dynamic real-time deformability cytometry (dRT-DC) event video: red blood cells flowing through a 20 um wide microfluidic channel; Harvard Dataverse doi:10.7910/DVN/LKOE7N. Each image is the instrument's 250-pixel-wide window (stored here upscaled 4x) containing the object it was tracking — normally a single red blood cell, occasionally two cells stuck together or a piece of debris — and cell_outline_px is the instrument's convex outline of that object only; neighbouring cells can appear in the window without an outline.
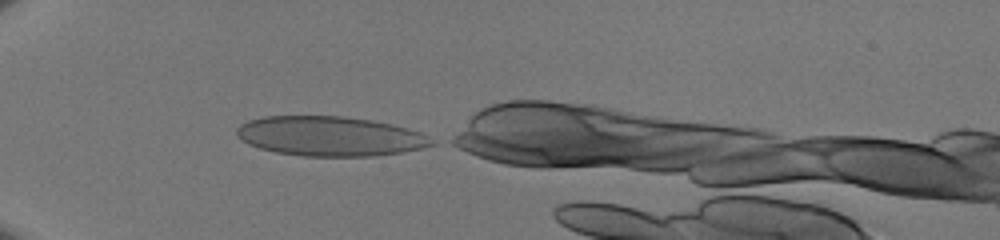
{"species": "human", "species_latin": "Homo sapiens", "temperature_condition": "room temperature", "stored_images_in_passage": 30, "camera_frame_rate_fps": 3000, "um_per_image_px": 0.085, "donor": {"sex": "male"}, "frame": {"image": 1, "passage_image": 1, "time_ms": 0.0, "image_size_px": [1000, 240], "cell_outline_px": [[436, 144], [404, 152], [372, 156], [304, 156], [276, 152], [260, 148], [248, 144], [236, 136], [236, 128], [240, 124], [248, 120], [264, 116], [344, 116], [372, 120], [392, 124], [420, 132], [436, 140]], "centroid_in_image_um": [28.04, 11.57], "position_along_channel_um": 57.0, "area_um2": 45.26}}
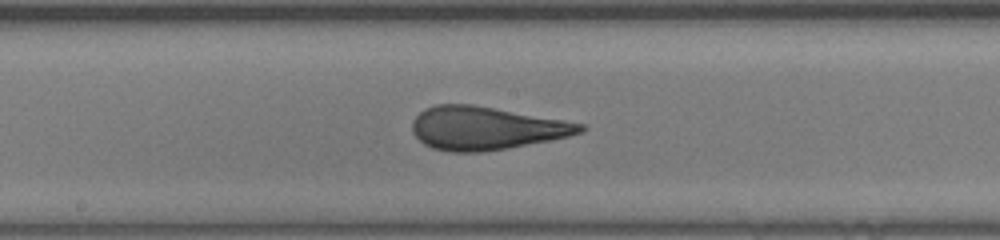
{"frame": {"image": 2, "passage_image": 13, "time_ms": 4.0, "image_size_px": [1000, 240], "cell_outline_px": [[588, 128], [584, 132], [552, 140], [508, 148], [480, 152], [448, 152], [432, 148], [424, 144], [412, 132], [412, 120], [424, 108], [436, 104], [472, 104], [564, 120], [584, 124]], "centroid_in_image_um": [41.3, 10.9], "position_along_channel_um": 206.9, "area_um2": 42.37}}
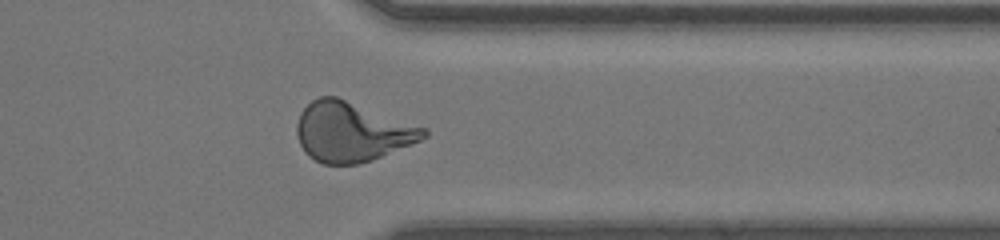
{"frame": {"image": 3, "passage_image": 25, "time_ms": 8.0, "image_size_px": [1000, 240], "cell_outline_px": [[428, 136], [412, 144], [372, 160], [360, 164], [324, 164], [308, 156], [304, 152], [296, 136], [296, 124], [300, 112], [312, 100], [320, 96], [336, 96], [428, 128]], "centroid_in_image_um": [29.9, 11.2], "position_along_channel_um": 381.5, "area_um2": 44.27}}